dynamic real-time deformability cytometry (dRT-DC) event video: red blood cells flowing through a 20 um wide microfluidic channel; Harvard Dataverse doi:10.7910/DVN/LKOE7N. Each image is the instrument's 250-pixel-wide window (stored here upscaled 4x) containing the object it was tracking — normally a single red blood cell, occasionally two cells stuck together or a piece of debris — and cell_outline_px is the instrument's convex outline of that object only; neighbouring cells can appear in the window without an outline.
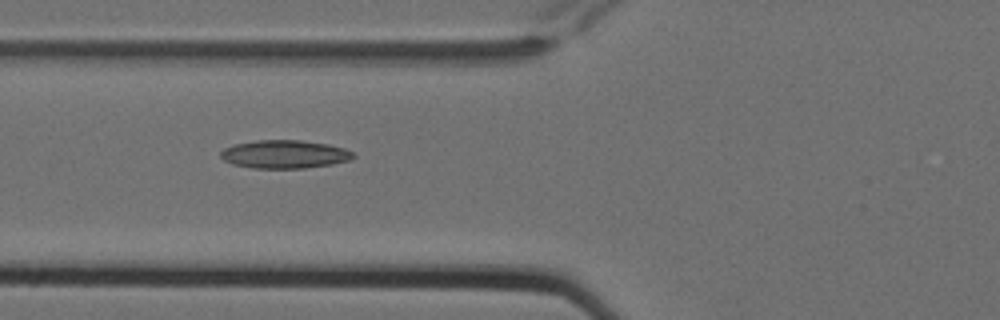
{"species": "Egyptian fruit bat (a non-hibernating species)", "species_latin": "Rousettus aegyptiacus", "temperature_condition": "cold", "stored_images_in_passage": 8, "camera_frame_rate_fps": 3000, "um_per_image_px": 0.085, "animal": {"sex": "female"}, "frame": {"image": 1, "passage_image": 7, "time_ms": 2.0, "image_size_px": [1000, 320], "cell_outline_px": [[356, 156], [348, 160], [332, 164], [304, 168], [252, 168], [232, 164], [224, 160], [220, 156], [220, 152], [224, 148], [236, 144], [256, 140], [300, 140], [328, 144], [344, 148], [352, 152]], "centroid_in_image_um": [24.17, 13.11], "position_along_channel_um": 101.6, "area_um2": 21.73}}
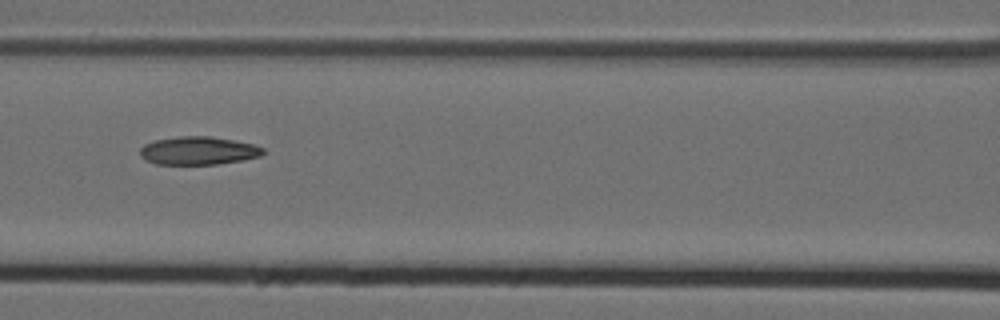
{"frame": {"image": 2, "passage_image": 8, "time_ms": 2.333, "image_size_px": [1000, 320], "cell_outline_px": [[264, 152], [260, 156], [244, 160], [216, 164], [156, 164], [144, 160], [140, 156], [140, 148], [144, 144], [156, 140], [180, 136], [212, 136], [252, 144], [264, 148]], "centroid_in_image_um": [16.84, 12.81], "position_along_channel_um": 149.8, "area_um2": 20.17}}